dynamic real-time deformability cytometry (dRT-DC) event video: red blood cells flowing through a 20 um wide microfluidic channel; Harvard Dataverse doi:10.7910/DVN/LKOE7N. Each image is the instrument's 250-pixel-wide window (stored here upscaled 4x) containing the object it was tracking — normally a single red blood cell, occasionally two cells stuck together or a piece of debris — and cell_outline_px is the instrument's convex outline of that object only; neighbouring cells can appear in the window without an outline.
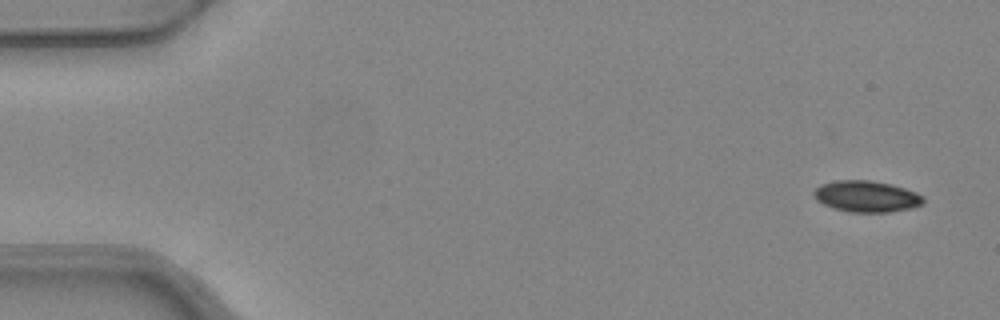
{"species": "common noctule bat (a hibernating species)", "species_latin": "Nyctalus noctula", "temperature_condition": "warm", "stored_images_in_passage": 4, "camera_frame_rate_fps": 3000, "um_per_image_px": 0.085, "animal": {"sex": "female", "body_mass_g": 24.6, "forearm_length_mm": 56.2}, "frame": {"image": 1, "passage_image": 1, "time_ms": 0.0, "image_size_px": [1000, 320], "cell_outline_px": [[924, 204], [912, 208], [888, 212], [848, 212], [832, 208], [816, 200], [812, 192], [820, 184], [836, 180], [868, 180], [892, 184], [916, 192], [924, 196]], "centroid_in_image_um": [73.65, 16.69], "position_along_channel_um": 11.4, "area_um2": 20.17}}
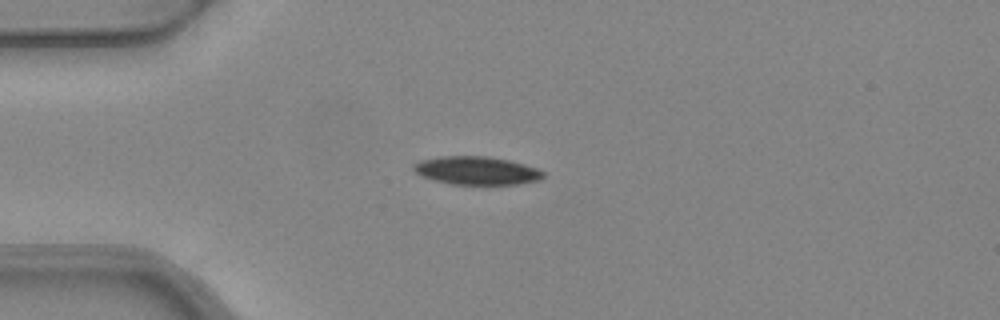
{"frame": {"image": 2, "passage_image": 4, "time_ms": 1.0, "image_size_px": [1000, 320], "cell_outline_px": [[544, 176], [540, 180], [516, 184], [452, 184], [436, 180], [424, 176], [416, 172], [412, 168], [420, 160], [440, 156], [484, 156], [508, 160], [524, 164], [536, 168], [544, 172]], "centroid_in_image_um": [40.54, 14.49], "position_along_channel_um": 44.5, "area_um2": 20.98}}